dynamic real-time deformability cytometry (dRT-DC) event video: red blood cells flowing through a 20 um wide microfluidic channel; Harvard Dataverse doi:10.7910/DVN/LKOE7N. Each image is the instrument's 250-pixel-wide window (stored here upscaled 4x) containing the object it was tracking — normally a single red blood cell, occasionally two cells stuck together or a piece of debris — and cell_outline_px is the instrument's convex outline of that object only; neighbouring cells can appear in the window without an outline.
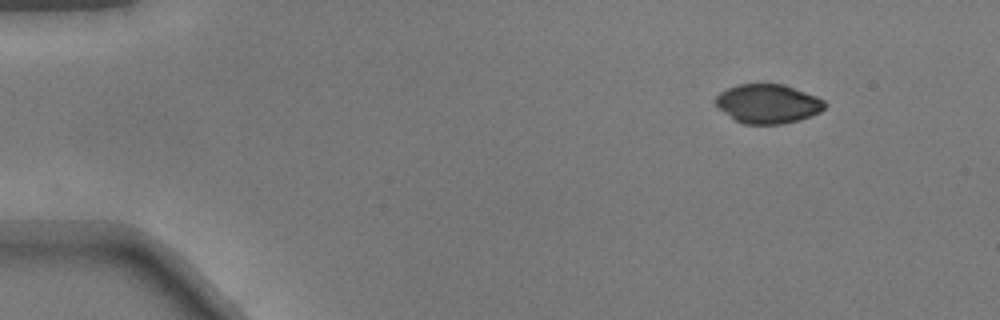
{"species": "common noctule bat (a hibernating species)", "species_latin": "Nyctalus noctula", "temperature_condition": "warm", "stored_images_in_passage": 45, "camera_frame_rate_fps": 3000, "um_per_image_px": 0.085, "animal": {"sex": "male", "body_mass_g": 17.9}, "frame": {"image": 1, "passage_image": 1, "time_ms": 0.0, "image_size_px": [1000, 320], "cell_outline_px": [[828, 104], [820, 112], [812, 116], [800, 120], [780, 124], [744, 124], [736, 120], [720, 108], [716, 104], [716, 96], [720, 92], [728, 88], [740, 84], [784, 84], [816, 96], [824, 100]], "centroid_in_image_um": [65.32, 8.82], "position_along_channel_um": 19.7, "area_um2": 24.74}}
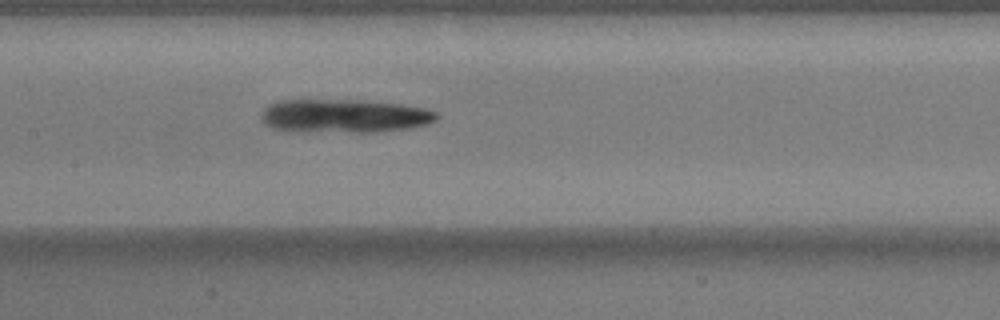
{"frame": {"image": 2, "passage_image": 20, "time_ms": 6.333, "image_size_px": [1000, 320], "cell_outline_px": [[440, 116], [436, 120], [428, 124], [412, 128], [376, 132], [300, 132], [272, 128], [264, 124], [260, 116], [264, 108], [268, 104], [280, 100], [360, 100], [400, 104], [424, 108], [436, 112]], "centroid_in_image_um": [29.25, 9.87], "position_along_channel_um": 178.2, "area_um2": 34.74}}
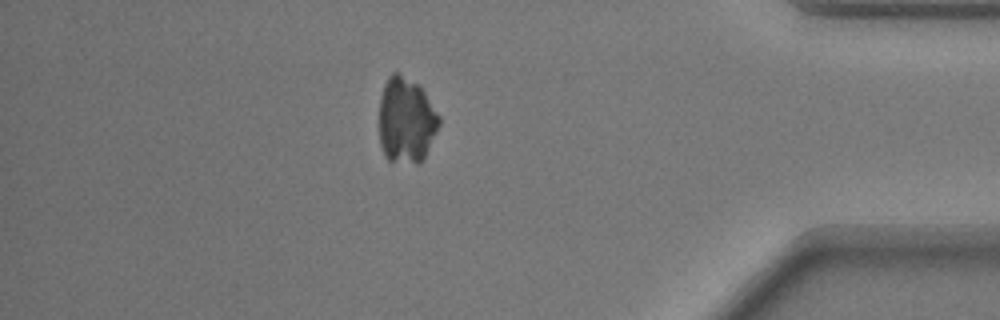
{"frame": {"image": 3, "passage_image": 39, "time_ms": 12.667, "image_size_px": [1000, 320], "cell_outline_px": [[440, 124], [420, 164], [416, 164], [388, 160], [384, 156], [380, 144], [380, 96], [384, 84], [388, 76], [392, 72], [396, 72], [416, 84], [424, 92], [440, 116]], "centroid_in_image_um": [34.51, 10.25], "position_along_channel_um": 400.7, "area_um2": 29.71}}